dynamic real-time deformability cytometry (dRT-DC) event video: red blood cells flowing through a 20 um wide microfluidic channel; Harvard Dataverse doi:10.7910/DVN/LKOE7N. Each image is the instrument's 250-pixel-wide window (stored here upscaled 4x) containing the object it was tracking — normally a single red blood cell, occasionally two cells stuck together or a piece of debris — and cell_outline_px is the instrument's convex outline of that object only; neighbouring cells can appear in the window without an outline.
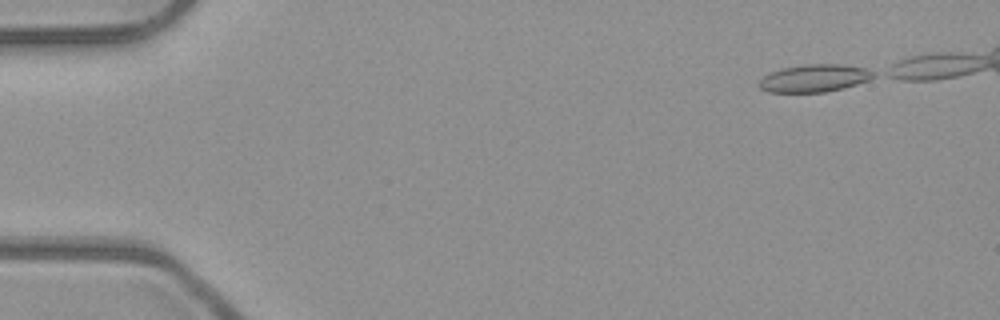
{"species": "common noctule bat (a hibernating species)", "species_latin": "Nyctalus noctula", "temperature_condition": "room temperature", "stored_images_in_passage": 1, "camera_frame_rate_fps": 3000, "um_per_image_px": 0.085, "animal": {"sex": "male", "body_mass_g": 23.1, "forearm_length_mm": 52.7}, "frame": {"image": 1, "passage_image": 1, "time_ms": 0.0, "image_size_px": [1000, 320], "cell_outline_px": [[876, 76], [868, 80], [844, 88], [824, 92], [768, 92], [760, 88], [756, 84], [764, 76], [772, 72], [784, 68], [804, 64], [840, 64], [868, 68], [876, 72]], "centroid_in_image_um": [69.25, 6.64], "position_along_channel_um": 15.7, "area_um2": 18.44}}